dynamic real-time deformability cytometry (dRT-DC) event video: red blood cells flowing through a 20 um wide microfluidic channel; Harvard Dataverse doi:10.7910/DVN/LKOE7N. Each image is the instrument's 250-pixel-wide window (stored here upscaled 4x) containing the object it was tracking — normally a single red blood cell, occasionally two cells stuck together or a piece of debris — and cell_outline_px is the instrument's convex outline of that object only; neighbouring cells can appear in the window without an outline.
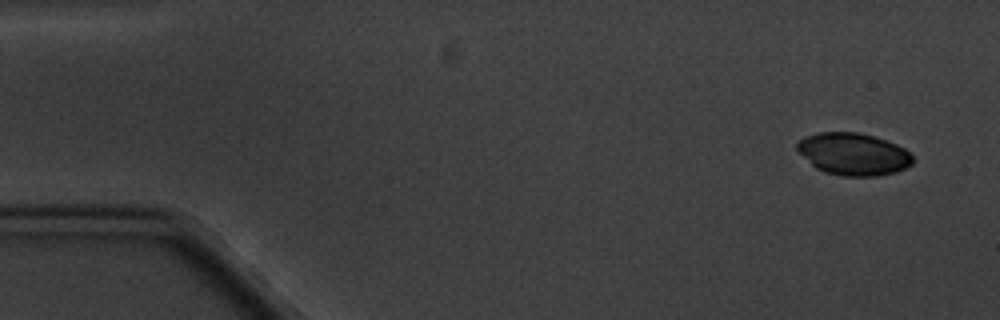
{"species": "common noctule bat (a hibernating species)", "species_latin": "Nyctalus noctula", "temperature_condition": "cold", "stored_images_in_passage": 6, "camera_frame_rate_fps": 3000, "um_per_image_px": 0.085, "animal": {"sex": "male", "body_mass_g": 20.1, "forearm_length_mm": 53.5}, "frame": {"image": 1, "passage_image": 1, "time_ms": 0.0, "image_size_px": [1000, 320], "cell_outline_px": [[912, 164], [896, 172], [876, 176], [844, 176], [824, 172], [816, 168], [796, 148], [796, 144], [804, 136], [820, 132], [860, 132], [896, 144], [904, 148], [912, 156]], "centroid_in_image_um": [72.53, 13.09], "position_along_channel_um": 12.5, "area_um2": 28.21}}